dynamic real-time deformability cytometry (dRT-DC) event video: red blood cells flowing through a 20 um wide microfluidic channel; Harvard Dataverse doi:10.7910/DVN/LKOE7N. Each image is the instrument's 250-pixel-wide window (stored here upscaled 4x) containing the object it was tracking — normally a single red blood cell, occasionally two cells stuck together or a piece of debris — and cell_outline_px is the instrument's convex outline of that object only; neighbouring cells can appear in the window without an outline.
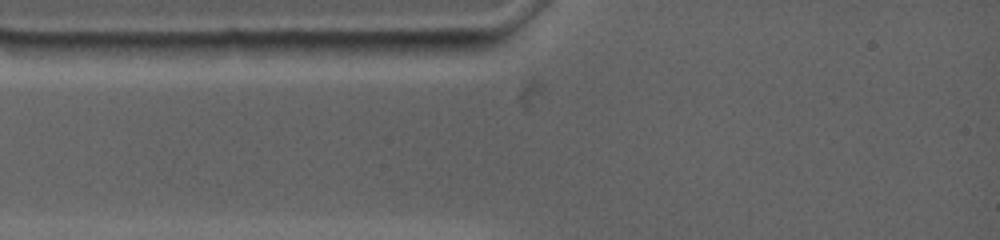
{"species": "common noctule bat (a hibernating species)", "species_latin": "Nyctalus noctula", "temperature_condition": "warm", "stored_images_in_passage": 1, "camera_frame_rate_fps": 4500, "um_per_image_px": 0.085, "animal": {"sex": "female", "body_mass_g": 19.0, "forearm_length_mm": 53.3}, "frame": {"image": 1, "passage_image": 1, "time_ms": 0.0, "image_size_px": [1000, 240], "cell_outline_px": [[200, 44], [168, 60], [148, 60], [68, 48], [60, 44], [76, 40], [84, 40]], "centroid_in_image_um": [11.25, 4.14], "position_along_channel_um": 73.7, "area_um2": 12.2}}